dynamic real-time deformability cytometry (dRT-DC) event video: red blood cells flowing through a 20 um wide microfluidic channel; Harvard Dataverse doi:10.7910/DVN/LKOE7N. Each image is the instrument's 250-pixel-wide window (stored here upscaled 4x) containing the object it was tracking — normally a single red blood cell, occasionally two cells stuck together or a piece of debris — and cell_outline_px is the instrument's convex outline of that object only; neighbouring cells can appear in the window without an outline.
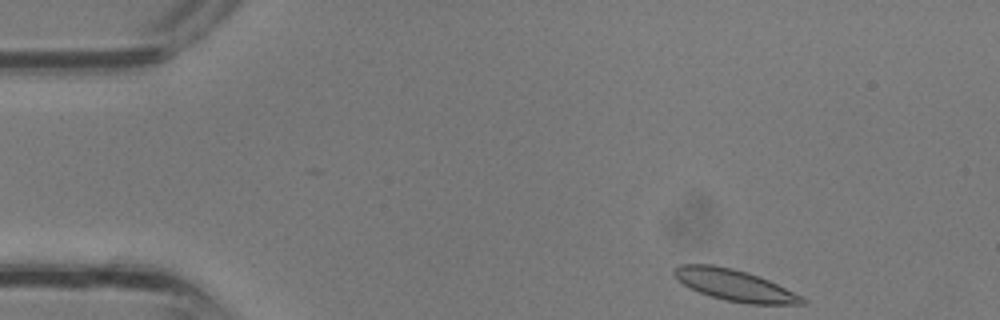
{"species": "common noctule bat (a hibernating species)", "species_latin": "Nyctalus noctula", "temperature_condition": "room temperature", "stored_images_in_passage": 32, "camera_frame_rate_fps": 3000, "um_per_image_px": 0.085, "animal": {"sex": "male", "body_mass_g": 13.3}, "frame": {"image": 1, "passage_image": 1, "time_ms": 0.0, "image_size_px": [1000, 320], "cell_outline_px": [[808, 304], [748, 304], [724, 300], [700, 292], [676, 280], [672, 272], [680, 264], [712, 264], [732, 268], [768, 280], [808, 300]], "centroid_in_image_um": [62.41, 24.24], "position_along_channel_um": 22.6, "area_um2": 23.0}}
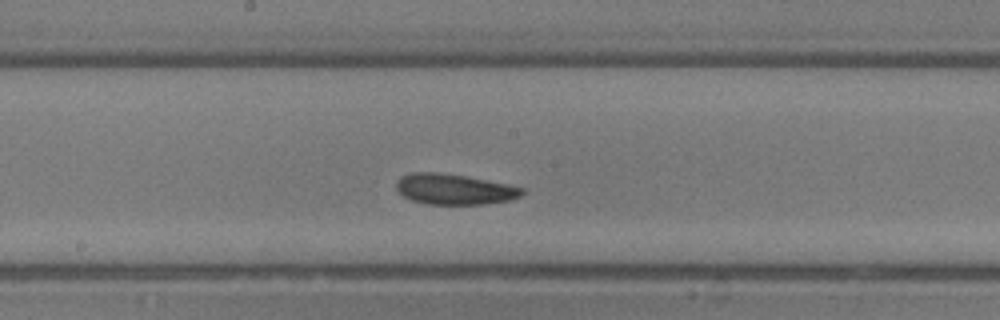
{"frame": {"image": 2, "passage_image": 15, "time_ms": 4.667, "image_size_px": [1000, 320], "cell_outline_px": [[524, 192], [520, 196], [508, 200], [484, 204], [428, 204], [412, 200], [404, 196], [396, 188], [396, 184], [400, 176], [412, 172], [436, 172], [464, 176], [524, 188]], "centroid_in_image_um": [38.57, 16.08], "position_along_channel_um": 209.6, "area_um2": 22.02}}
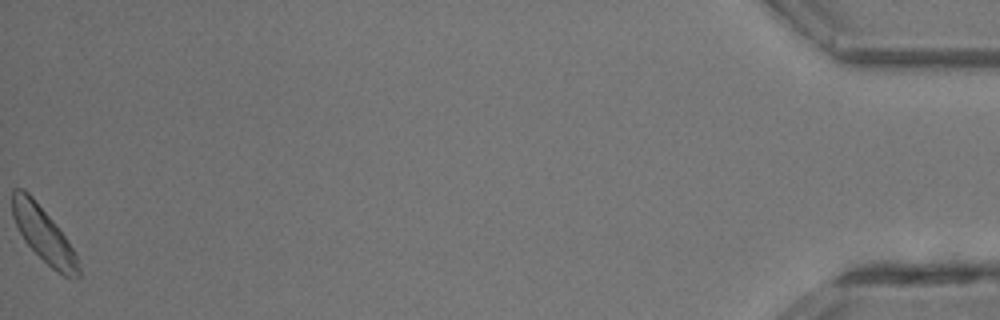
{"frame": {"image": 3, "passage_image": 32, "time_ms": 10.333, "image_size_px": [1000, 320], "cell_outline_px": [[80, 276], [72, 280], [56, 272], [24, 240], [12, 216], [12, 192], [16, 188], [24, 188], [32, 196], [56, 224], [72, 248], [76, 256], [80, 268]], "centroid_in_image_um": [3.71, 19.94], "position_along_channel_um": 431.5, "area_um2": 20.92}}